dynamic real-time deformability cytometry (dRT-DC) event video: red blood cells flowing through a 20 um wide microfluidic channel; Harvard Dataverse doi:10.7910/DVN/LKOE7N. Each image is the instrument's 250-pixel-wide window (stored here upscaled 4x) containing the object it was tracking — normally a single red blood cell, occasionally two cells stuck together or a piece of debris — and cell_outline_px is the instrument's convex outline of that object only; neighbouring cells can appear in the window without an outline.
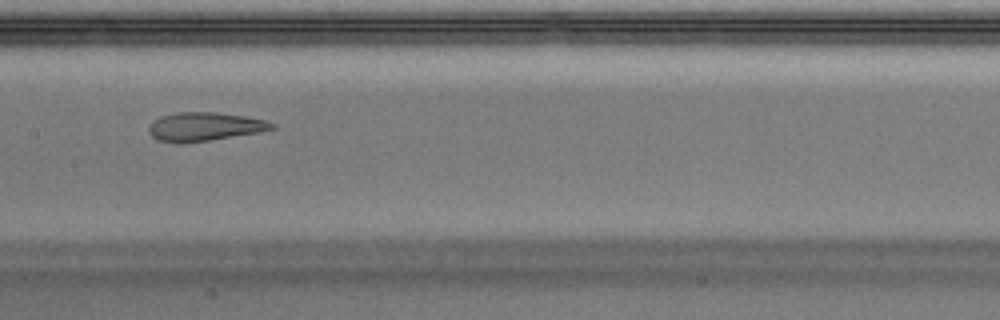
{"species": "Egyptian fruit bat (a non-hibernating species)", "species_latin": "Rousettus aegyptiacus", "temperature_condition": "warm", "stored_images_in_passage": 36, "camera_frame_rate_fps": 3000, "um_per_image_px": 0.085, "animal": {"sex": "male"}, "frame": {"image": 1, "passage_image": 11, "time_ms": 3.333, "image_size_px": [1000, 320], "cell_outline_px": [[276, 128], [260, 132], [208, 140], [180, 144], [176, 144], [156, 140], [148, 132], [148, 128], [152, 120], [160, 116], [180, 112], [216, 112], [244, 116], [264, 120], [276, 124]], "centroid_in_image_um": [17.34, 10.77], "position_along_channel_um": 190.1, "area_um2": 20.69}, "authors_computed_cell_mechanics": {"area_um2": 22.1952, "velocity_mm_per_s": 4.022, "shape_relaxation_time_tau1_ms": null, "shape_relaxation_time_tau2_ms": 1.4175, "deformation_change_tau1": null, "deformation_change_tau2": 0.0854}}